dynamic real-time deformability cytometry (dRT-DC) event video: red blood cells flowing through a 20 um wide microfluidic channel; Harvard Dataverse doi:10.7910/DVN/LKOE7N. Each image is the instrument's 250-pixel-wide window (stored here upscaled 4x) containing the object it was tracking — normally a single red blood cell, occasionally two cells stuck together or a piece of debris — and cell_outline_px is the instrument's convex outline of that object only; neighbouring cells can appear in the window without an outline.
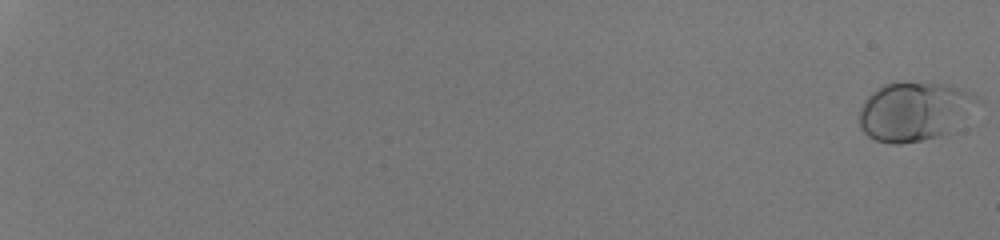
{"species": "human", "species_latin": "Homo sapiens", "temperature_condition": "room temperature", "stored_images_in_passage": 55, "camera_frame_rate_fps": 3000, "um_per_image_px": 0.085, "donor": {"sex": "male"}, "frame": {"image": 1, "passage_image": 1, "time_ms": 0.0, "image_size_px": [1000, 240], "cell_outline_px": [[976, 96], [948, 132], [940, 136], [900, 144], [892, 144], [876, 140], [868, 136], [860, 128], [860, 108], [864, 100], [872, 92], [884, 84], [900, 80], [944, 84], [960, 88], [972, 92]], "centroid_in_image_um": [77.55, 9.43], "position_along_channel_um": 7.4, "area_um2": 39.42}}
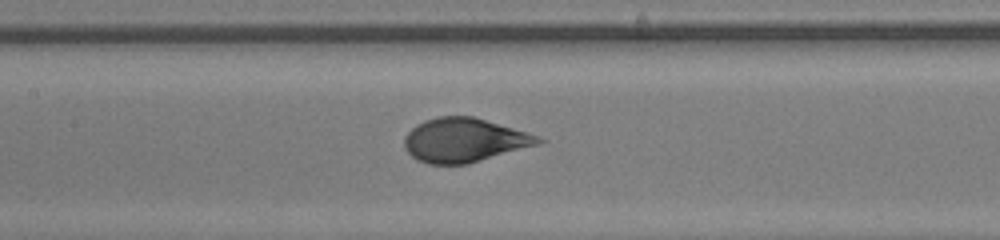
{"frame": {"image": 2, "passage_image": 33, "time_ms": 10.667, "image_size_px": [1000, 240], "cell_outline_px": [[548, 140], [540, 144], [468, 164], [428, 164], [416, 160], [404, 148], [404, 136], [416, 124], [424, 120], [440, 116], [472, 116], [528, 132]], "centroid_in_image_um": [39.46, 11.92], "position_along_channel_um": 167.9, "area_um2": 34.51}}
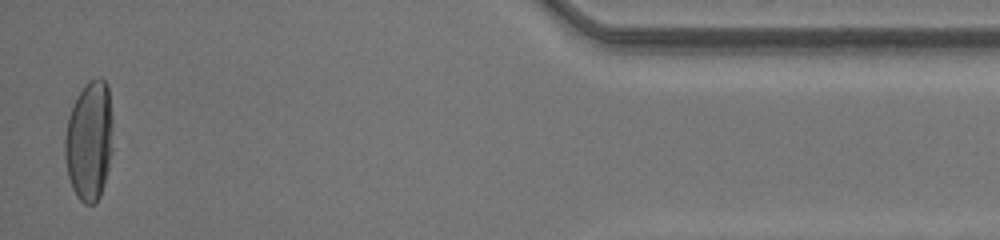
{"frame": {"image": 3, "passage_image": 55, "time_ms": 18.0, "image_size_px": [1000, 240], "cell_outline_px": [[112, 152], [104, 184], [100, 196], [96, 204], [84, 204], [76, 196], [72, 188], [68, 176], [64, 156], [64, 140], [68, 116], [76, 96], [84, 84], [88, 80], [100, 76], [108, 84], [112, 116]], "centroid_in_image_um": [7.58, 11.94], "position_along_channel_um": 427.6, "area_um2": 34.16}, "authors_computed_cell_mechanics": {"area_um2": 35.0846, "velocity_mm_per_s": 4.2474, "shape_relaxation_time_tau1_ms": 5.4126, "shape_relaxation_time_tau2_ms": null, "deformation_change_tau1": 0.2302, "deformation_change_tau2": null}}